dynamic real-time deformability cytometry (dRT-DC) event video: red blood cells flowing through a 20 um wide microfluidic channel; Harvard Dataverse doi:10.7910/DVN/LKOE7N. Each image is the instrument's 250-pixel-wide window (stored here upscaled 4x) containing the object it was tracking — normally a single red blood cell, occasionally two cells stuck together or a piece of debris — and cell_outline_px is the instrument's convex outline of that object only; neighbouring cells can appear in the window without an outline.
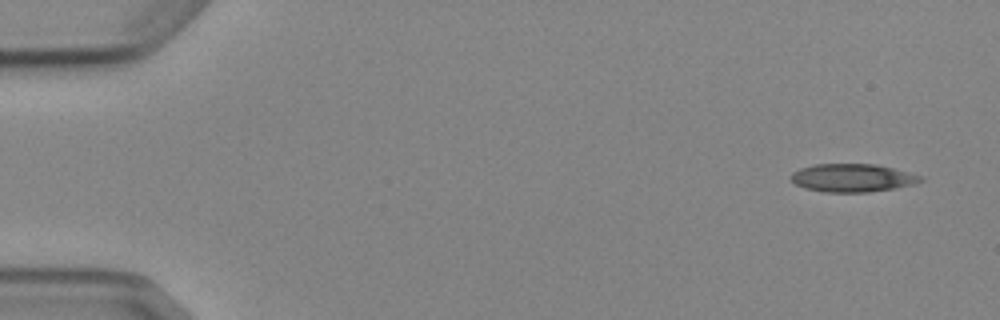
{"species": "Egyptian fruit bat (a non-hibernating species)", "species_latin": "Rousettus aegyptiacus", "temperature_condition": "cold", "stored_images_in_passage": 4, "camera_frame_rate_fps": 3000, "um_per_image_px": 0.085, "animal": {"sex": "female"}, "frame": {"image": 1, "passage_image": 1, "time_ms": 0.0, "image_size_px": [1000, 320], "cell_outline_px": [[924, 180], [916, 184], [896, 188], [868, 192], [824, 192], [804, 188], [796, 184], [792, 180], [792, 172], [800, 168], [816, 164], [876, 164], [924, 176]], "centroid_in_image_um": [72.5, 15.12], "position_along_channel_um": 12.5, "area_um2": 21.27}}
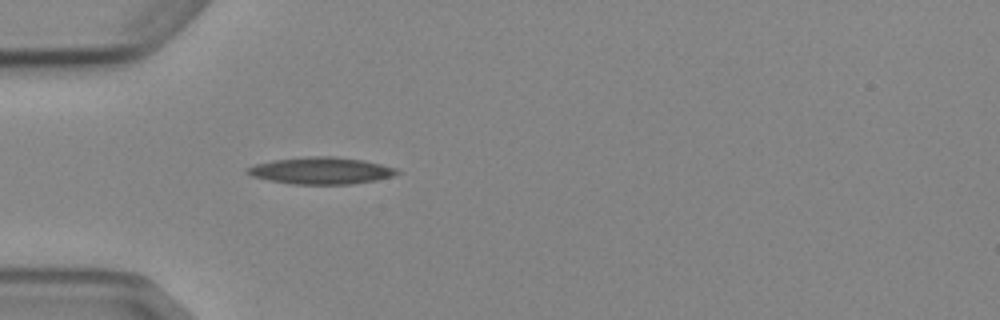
{"frame": {"image": 2, "passage_image": 4, "time_ms": 4.333, "image_size_px": [1000, 320], "cell_outline_px": [[400, 172], [392, 176], [376, 180], [352, 184], [292, 184], [252, 176], [244, 172], [244, 168], [256, 164], [276, 160], [312, 156], [332, 156], [360, 160], [380, 164], [396, 168]], "centroid_in_image_um": [27.27, 14.51], "position_along_channel_um": 57.7, "area_um2": 23.12}}